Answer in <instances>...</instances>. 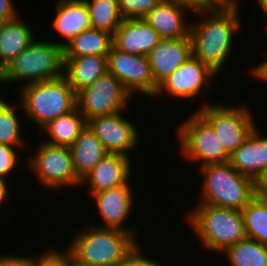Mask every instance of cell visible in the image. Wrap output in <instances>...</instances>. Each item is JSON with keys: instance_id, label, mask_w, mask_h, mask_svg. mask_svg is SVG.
<instances>
[{"instance_id": "1", "label": "cell", "mask_w": 267, "mask_h": 266, "mask_svg": "<svg viewBox=\"0 0 267 266\" xmlns=\"http://www.w3.org/2000/svg\"><path fill=\"white\" fill-rule=\"evenodd\" d=\"M239 9V6L210 5L196 12L201 15L200 21L190 22L192 55L217 75L230 56L235 33L241 29Z\"/></svg>"}, {"instance_id": "2", "label": "cell", "mask_w": 267, "mask_h": 266, "mask_svg": "<svg viewBox=\"0 0 267 266\" xmlns=\"http://www.w3.org/2000/svg\"><path fill=\"white\" fill-rule=\"evenodd\" d=\"M73 237L67 249L77 266H115L139 244L131 233L95 224Z\"/></svg>"}, {"instance_id": "3", "label": "cell", "mask_w": 267, "mask_h": 266, "mask_svg": "<svg viewBox=\"0 0 267 266\" xmlns=\"http://www.w3.org/2000/svg\"><path fill=\"white\" fill-rule=\"evenodd\" d=\"M63 42L35 41L0 71L1 83L24 85L51 80L63 75Z\"/></svg>"}, {"instance_id": "4", "label": "cell", "mask_w": 267, "mask_h": 266, "mask_svg": "<svg viewBox=\"0 0 267 266\" xmlns=\"http://www.w3.org/2000/svg\"><path fill=\"white\" fill-rule=\"evenodd\" d=\"M186 216L194 234L209 251L222 253L246 238L241 210L198 204Z\"/></svg>"}, {"instance_id": "5", "label": "cell", "mask_w": 267, "mask_h": 266, "mask_svg": "<svg viewBox=\"0 0 267 266\" xmlns=\"http://www.w3.org/2000/svg\"><path fill=\"white\" fill-rule=\"evenodd\" d=\"M204 179L199 204L242 210L253 198L254 181L229 162L199 167Z\"/></svg>"}, {"instance_id": "6", "label": "cell", "mask_w": 267, "mask_h": 266, "mask_svg": "<svg viewBox=\"0 0 267 266\" xmlns=\"http://www.w3.org/2000/svg\"><path fill=\"white\" fill-rule=\"evenodd\" d=\"M19 88L20 104L27 119L35 121L40 129L76 107V94L64 75Z\"/></svg>"}, {"instance_id": "7", "label": "cell", "mask_w": 267, "mask_h": 266, "mask_svg": "<svg viewBox=\"0 0 267 266\" xmlns=\"http://www.w3.org/2000/svg\"><path fill=\"white\" fill-rule=\"evenodd\" d=\"M197 112L212 126L224 150L231 155L256 128L254 118L245 105L203 103Z\"/></svg>"}, {"instance_id": "8", "label": "cell", "mask_w": 267, "mask_h": 266, "mask_svg": "<svg viewBox=\"0 0 267 266\" xmlns=\"http://www.w3.org/2000/svg\"><path fill=\"white\" fill-rule=\"evenodd\" d=\"M189 117L177 130L179 151L185 159L201 162L200 167L228 163L230 155L222 147L212 126L197 111Z\"/></svg>"}, {"instance_id": "9", "label": "cell", "mask_w": 267, "mask_h": 266, "mask_svg": "<svg viewBox=\"0 0 267 266\" xmlns=\"http://www.w3.org/2000/svg\"><path fill=\"white\" fill-rule=\"evenodd\" d=\"M27 165L44 188L56 191L63 186L81 185L82 180L75 171L69 147L43 141Z\"/></svg>"}, {"instance_id": "10", "label": "cell", "mask_w": 267, "mask_h": 266, "mask_svg": "<svg viewBox=\"0 0 267 266\" xmlns=\"http://www.w3.org/2000/svg\"><path fill=\"white\" fill-rule=\"evenodd\" d=\"M131 99L122 83L113 74L106 72L91 86L76 94V107L88 121L123 111Z\"/></svg>"}, {"instance_id": "11", "label": "cell", "mask_w": 267, "mask_h": 266, "mask_svg": "<svg viewBox=\"0 0 267 266\" xmlns=\"http://www.w3.org/2000/svg\"><path fill=\"white\" fill-rule=\"evenodd\" d=\"M107 72L113 74L131 95L142 93L155 97V84L147 55H133L122 52L113 45L107 55Z\"/></svg>"}, {"instance_id": "12", "label": "cell", "mask_w": 267, "mask_h": 266, "mask_svg": "<svg viewBox=\"0 0 267 266\" xmlns=\"http://www.w3.org/2000/svg\"><path fill=\"white\" fill-rule=\"evenodd\" d=\"M216 78V73L209 66L192 55L158 86L155 96L165 91L173 99L193 100L203 92L202 89L211 87L212 80Z\"/></svg>"}, {"instance_id": "13", "label": "cell", "mask_w": 267, "mask_h": 266, "mask_svg": "<svg viewBox=\"0 0 267 266\" xmlns=\"http://www.w3.org/2000/svg\"><path fill=\"white\" fill-rule=\"evenodd\" d=\"M121 112L90 119L87 125L100 140L107 153L129 157L128 151L135 150L141 138L134 123L122 117Z\"/></svg>"}, {"instance_id": "14", "label": "cell", "mask_w": 267, "mask_h": 266, "mask_svg": "<svg viewBox=\"0 0 267 266\" xmlns=\"http://www.w3.org/2000/svg\"><path fill=\"white\" fill-rule=\"evenodd\" d=\"M132 192L130 183L128 182L119 187L93 193L91 197L96 200L97 210L104 221L102 225L97 224L95 226L119 229L137 237L135 227L127 228L123 223L129 218L128 216L131 210H133L134 197Z\"/></svg>"}, {"instance_id": "15", "label": "cell", "mask_w": 267, "mask_h": 266, "mask_svg": "<svg viewBox=\"0 0 267 266\" xmlns=\"http://www.w3.org/2000/svg\"><path fill=\"white\" fill-rule=\"evenodd\" d=\"M192 56L190 35L185 38H162L148 54L153 80L159 86Z\"/></svg>"}, {"instance_id": "16", "label": "cell", "mask_w": 267, "mask_h": 266, "mask_svg": "<svg viewBox=\"0 0 267 266\" xmlns=\"http://www.w3.org/2000/svg\"><path fill=\"white\" fill-rule=\"evenodd\" d=\"M130 158L117 153H107L86 175L81 186H90V196L103 190L125 185L130 180L131 163Z\"/></svg>"}, {"instance_id": "17", "label": "cell", "mask_w": 267, "mask_h": 266, "mask_svg": "<svg viewBox=\"0 0 267 266\" xmlns=\"http://www.w3.org/2000/svg\"><path fill=\"white\" fill-rule=\"evenodd\" d=\"M161 39L143 18L123 19L112 36L115 48L133 55H147Z\"/></svg>"}, {"instance_id": "18", "label": "cell", "mask_w": 267, "mask_h": 266, "mask_svg": "<svg viewBox=\"0 0 267 266\" xmlns=\"http://www.w3.org/2000/svg\"><path fill=\"white\" fill-rule=\"evenodd\" d=\"M257 127L247 140L231 155L229 163L242 175L255 181L267 169V135L261 136Z\"/></svg>"}, {"instance_id": "19", "label": "cell", "mask_w": 267, "mask_h": 266, "mask_svg": "<svg viewBox=\"0 0 267 266\" xmlns=\"http://www.w3.org/2000/svg\"><path fill=\"white\" fill-rule=\"evenodd\" d=\"M188 8L171 2L160 1L143 19L153 27L161 38H185L190 33V23L185 20Z\"/></svg>"}, {"instance_id": "20", "label": "cell", "mask_w": 267, "mask_h": 266, "mask_svg": "<svg viewBox=\"0 0 267 266\" xmlns=\"http://www.w3.org/2000/svg\"><path fill=\"white\" fill-rule=\"evenodd\" d=\"M56 10L51 23L53 30L67 40L63 47L81 32L92 28L84 0H58Z\"/></svg>"}, {"instance_id": "21", "label": "cell", "mask_w": 267, "mask_h": 266, "mask_svg": "<svg viewBox=\"0 0 267 266\" xmlns=\"http://www.w3.org/2000/svg\"><path fill=\"white\" fill-rule=\"evenodd\" d=\"M63 58V75L75 94L91 86L107 72V56L87 55Z\"/></svg>"}, {"instance_id": "22", "label": "cell", "mask_w": 267, "mask_h": 266, "mask_svg": "<svg viewBox=\"0 0 267 266\" xmlns=\"http://www.w3.org/2000/svg\"><path fill=\"white\" fill-rule=\"evenodd\" d=\"M19 17L0 24V71L36 38Z\"/></svg>"}, {"instance_id": "23", "label": "cell", "mask_w": 267, "mask_h": 266, "mask_svg": "<svg viewBox=\"0 0 267 266\" xmlns=\"http://www.w3.org/2000/svg\"><path fill=\"white\" fill-rule=\"evenodd\" d=\"M73 165L82 180L107 154L102 143L87 125L69 147Z\"/></svg>"}, {"instance_id": "24", "label": "cell", "mask_w": 267, "mask_h": 266, "mask_svg": "<svg viewBox=\"0 0 267 266\" xmlns=\"http://www.w3.org/2000/svg\"><path fill=\"white\" fill-rule=\"evenodd\" d=\"M86 126L85 117L75 107L70 112L49 121L41 128V131L47 132V135L51 138L44 142L70 147Z\"/></svg>"}, {"instance_id": "25", "label": "cell", "mask_w": 267, "mask_h": 266, "mask_svg": "<svg viewBox=\"0 0 267 266\" xmlns=\"http://www.w3.org/2000/svg\"><path fill=\"white\" fill-rule=\"evenodd\" d=\"M112 45L111 34L91 28L78 34L63 47V57L107 56Z\"/></svg>"}, {"instance_id": "26", "label": "cell", "mask_w": 267, "mask_h": 266, "mask_svg": "<svg viewBox=\"0 0 267 266\" xmlns=\"http://www.w3.org/2000/svg\"><path fill=\"white\" fill-rule=\"evenodd\" d=\"M230 266H267V245L245 238L223 252Z\"/></svg>"}, {"instance_id": "27", "label": "cell", "mask_w": 267, "mask_h": 266, "mask_svg": "<svg viewBox=\"0 0 267 266\" xmlns=\"http://www.w3.org/2000/svg\"><path fill=\"white\" fill-rule=\"evenodd\" d=\"M92 24V28L105 31L112 36L121 25L117 0H84Z\"/></svg>"}, {"instance_id": "28", "label": "cell", "mask_w": 267, "mask_h": 266, "mask_svg": "<svg viewBox=\"0 0 267 266\" xmlns=\"http://www.w3.org/2000/svg\"><path fill=\"white\" fill-rule=\"evenodd\" d=\"M18 104V105H17ZM8 103L0 97V144H6L16 149L23 147L24 141L21 132V121L16 111L21 107L20 103ZM16 110V111H15Z\"/></svg>"}, {"instance_id": "29", "label": "cell", "mask_w": 267, "mask_h": 266, "mask_svg": "<svg viewBox=\"0 0 267 266\" xmlns=\"http://www.w3.org/2000/svg\"><path fill=\"white\" fill-rule=\"evenodd\" d=\"M246 238L267 245V211L254 197L242 210Z\"/></svg>"}, {"instance_id": "30", "label": "cell", "mask_w": 267, "mask_h": 266, "mask_svg": "<svg viewBox=\"0 0 267 266\" xmlns=\"http://www.w3.org/2000/svg\"><path fill=\"white\" fill-rule=\"evenodd\" d=\"M161 0H117L123 19L144 18Z\"/></svg>"}, {"instance_id": "31", "label": "cell", "mask_w": 267, "mask_h": 266, "mask_svg": "<svg viewBox=\"0 0 267 266\" xmlns=\"http://www.w3.org/2000/svg\"><path fill=\"white\" fill-rule=\"evenodd\" d=\"M53 249L34 257L33 266H76L71 252L65 248L64 251Z\"/></svg>"}, {"instance_id": "32", "label": "cell", "mask_w": 267, "mask_h": 266, "mask_svg": "<svg viewBox=\"0 0 267 266\" xmlns=\"http://www.w3.org/2000/svg\"><path fill=\"white\" fill-rule=\"evenodd\" d=\"M15 147L0 144V180L7 181V177L12 173L13 169L19 165L18 155L19 152L14 149Z\"/></svg>"}, {"instance_id": "33", "label": "cell", "mask_w": 267, "mask_h": 266, "mask_svg": "<svg viewBox=\"0 0 267 266\" xmlns=\"http://www.w3.org/2000/svg\"><path fill=\"white\" fill-rule=\"evenodd\" d=\"M139 244L115 266H163L154 259L145 257Z\"/></svg>"}, {"instance_id": "34", "label": "cell", "mask_w": 267, "mask_h": 266, "mask_svg": "<svg viewBox=\"0 0 267 266\" xmlns=\"http://www.w3.org/2000/svg\"><path fill=\"white\" fill-rule=\"evenodd\" d=\"M9 254V255H8ZM0 255V266H33L34 257Z\"/></svg>"}, {"instance_id": "35", "label": "cell", "mask_w": 267, "mask_h": 266, "mask_svg": "<svg viewBox=\"0 0 267 266\" xmlns=\"http://www.w3.org/2000/svg\"><path fill=\"white\" fill-rule=\"evenodd\" d=\"M188 8L193 14L210 6L208 0H161Z\"/></svg>"}, {"instance_id": "36", "label": "cell", "mask_w": 267, "mask_h": 266, "mask_svg": "<svg viewBox=\"0 0 267 266\" xmlns=\"http://www.w3.org/2000/svg\"><path fill=\"white\" fill-rule=\"evenodd\" d=\"M14 6L11 0H0V24L19 16Z\"/></svg>"}, {"instance_id": "37", "label": "cell", "mask_w": 267, "mask_h": 266, "mask_svg": "<svg viewBox=\"0 0 267 266\" xmlns=\"http://www.w3.org/2000/svg\"><path fill=\"white\" fill-rule=\"evenodd\" d=\"M267 59V58H266ZM262 61L258 65L254 66L250 71L254 78L265 81L267 83V60Z\"/></svg>"}, {"instance_id": "38", "label": "cell", "mask_w": 267, "mask_h": 266, "mask_svg": "<svg viewBox=\"0 0 267 266\" xmlns=\"http://www.w3.org/2000/svg\"><path fill=\"white\" fill-rule=\"evenodd\" d=\"M254 193H267V169L254 181Z\"/></svg>"}, {"instance_id": "39", "label": "cell", "mask_w": 267, "mask_h": 266, "mask_svg": "<svg viewBox=\"0 0 267 266\" xmlns=\"http://www.w3.org/2000/svg\"><path fill=\"white\" fill-rule=\"evenodd\" d=\"M8 182L5 180H0V207L4 204L5 201L7 202V200H9V185H7Z\"/></svg>"}, {"instance_id": "40", "label": "cell", "mask_w": 267, "mask_h": 266, "mask_svg": "<svg viewBox=\"0 0 267 266\" xmlns=\"http://www.w3.org/2000/svg\"><path fill=\"white\" fill-rule=\"evenodd\" d=\"M254 197L262 204L267 211V193H254Z\"/></svg>"}, {"instance_id": "41", "label": "cell", "mask_w": 267, "mask_h": 266, "mask_svg": "<svg viewBox=\"0 0 267 266\" xmlns=\"http://www.w3.org/2000/svg\"><path fill=\"white\" fill-rule=\"evenodd\" d=\"M241 0H219V5L224 6H240Z\"/></svg>"}, {"instance_id": "42", "label": "cell", "mask_w": 267, "mask_h": 266, "mask_svg": "<svg viewBox=\"0 0 267 266\" xmlns=\"http://www.w3.org/2000/svg\"><path fill=\"white\" fill-rule=\"evenodd\" d=\"M259 4V6L262 8L261 10L266 13L265 15L267 16V0H256Z\"/></svg>"}, {"instance_id": "43", "label": "cell", "mask_w": 267, "mask_h": 266, "mask_svg": "<svg viewBox=\"0 0 267 266\" xmlns=\"http://www.w3.org/2000/svg\"><path fill=\"white\" fill-rule=\"evenodd\" d=\"M210 5H219V0H208Z\"/></svg>"}]
</instances>
